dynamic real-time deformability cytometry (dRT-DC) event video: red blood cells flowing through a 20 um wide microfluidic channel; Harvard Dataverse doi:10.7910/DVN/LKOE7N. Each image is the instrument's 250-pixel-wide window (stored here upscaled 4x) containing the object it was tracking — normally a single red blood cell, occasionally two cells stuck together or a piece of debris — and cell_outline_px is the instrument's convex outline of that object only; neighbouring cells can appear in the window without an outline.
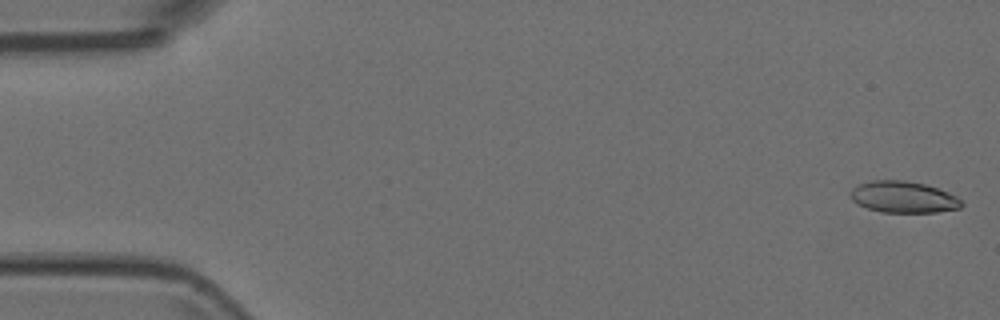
{"species": "Egyptian fruit bat (a non-hibernating species)", "species_latin": "Rousettus aegyptiacus", "temperature_condition": "room temperature", "stored_images_in_passage": 53, "camera_frame_rate_fps": 3000, "um_per_image_px": 0.085, "animal": {"sex": "female"}, "frame": {"image": 1, "passage_image": 1, "time_ms": 0.0, "image_size_px": [1000, 320], "cell_outline_px": [[964, 204], [960, 208], [936, 212], [880, 212], [856, 204], [848, 196], [848, 192], [856, 184], [872, 180], [904, 180], [924, 184], [948, 192], [964, 200]], "centroid_in_image_um": [76.74, 16.74], "position_along_channel_um": 8.3, "area_um2": 20.69}}
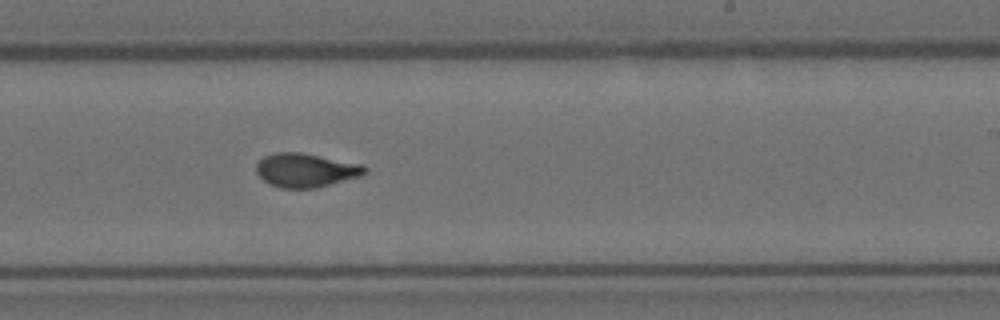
{"frame": {"image": 2, "passage_image": 32, "time_ms": 10.333, "image_size_px": [1000, 320], "cell_outline_px": [[368, 168], [360, 176], [316, 188], [280, 188], [268, 184], [256, 172], [256, 164], [264, 156], [276, 152], [300, 152], [360, 164]], "centroid_in_image_um": [25.94, 14.47], "position_along_channel_um": 263.1, "area_um2": 21.21}}
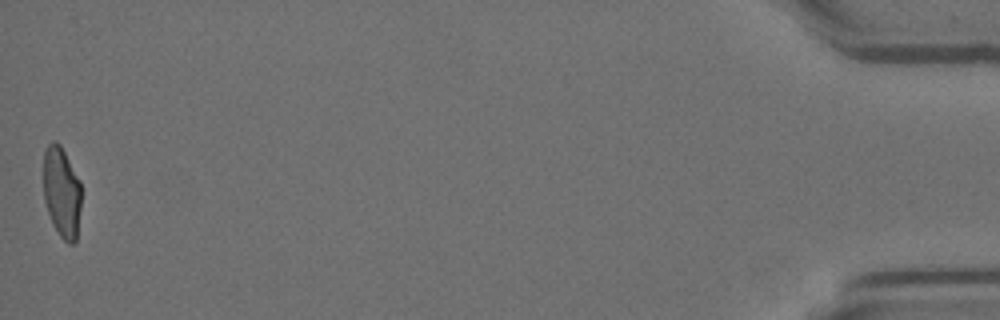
{"frame": {"image": 3, "passage_image": 53, "time_ms": 17.333, "image_size_px": [1000, 320], "cell_outline_px": [[80, 208], [76, 240], [72, 244], [68, 244], [60, 236], [52, 224], [44, 200], [44, 152], [48, 144], [52, 140], [56, 140], [60, 144], [80, 180]], "centroid_in_image_um": [5.24, 16.32], "position_along_channel_um": 430.0, "area_um2": 20.0}}